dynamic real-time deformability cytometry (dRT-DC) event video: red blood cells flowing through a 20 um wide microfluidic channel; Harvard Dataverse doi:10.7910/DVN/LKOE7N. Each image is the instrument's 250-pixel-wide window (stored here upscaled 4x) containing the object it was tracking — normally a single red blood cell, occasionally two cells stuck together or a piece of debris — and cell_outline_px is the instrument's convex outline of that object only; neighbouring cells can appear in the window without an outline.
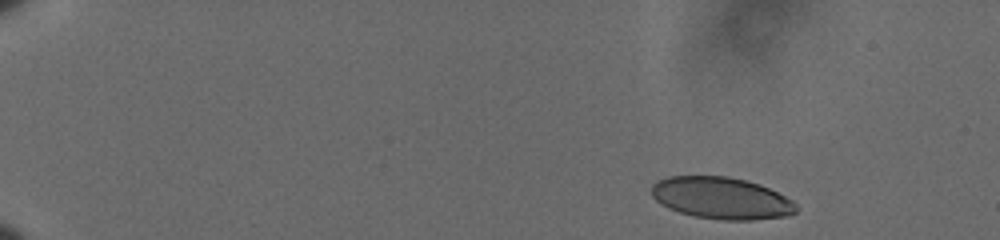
{"species": "human", "species_latin": "Homo sapiens", "temperature_condition": "cold", "stored_images_in_passage": 52, "camera_frame_rate_fps": 3000, "um_per_image_px": 0.085, "donor": {"sex": "male"}, "frame": {"image": 1, "passage_image": 1, "time_ms": 0.0, "image_size_px": [1000, 240], "cell_outline_px": [[796, 212], [788, 216], [752, 220], [724, 220], [692, 216], [668, 208], [656, 200], [652, 196], [652, 184], [656, 180], [668, 176], [728, 176], [760, 184], [792, 200], [796, 204]], "centroid_in_image_um": [61.3, 16.84], "position_along_channel_um": 23.7, "area_um2": 35.32}}
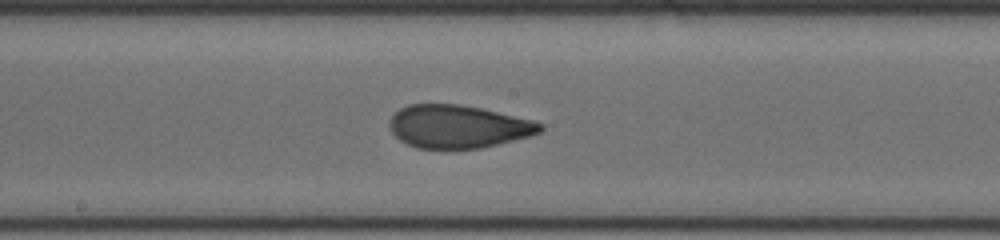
{"frame": {"image": 2, "passage_image": 28, "time_ms": 9.0, "image_size_px": [1000, 240], "cell_outline_px": [[544, 128], [540, 132], [532, 136], [480, 148], [416, 148], [400, 140], [392, 132], [388, 124], [388, 120], [400, 108], [408, 104], [460, 104], [480, 108], [532, 120], [544, 124]], "centroid_in_image_um": [38.94, 10.75], "position_along_channel_um": 209.3, "area_um2": 37.69}}
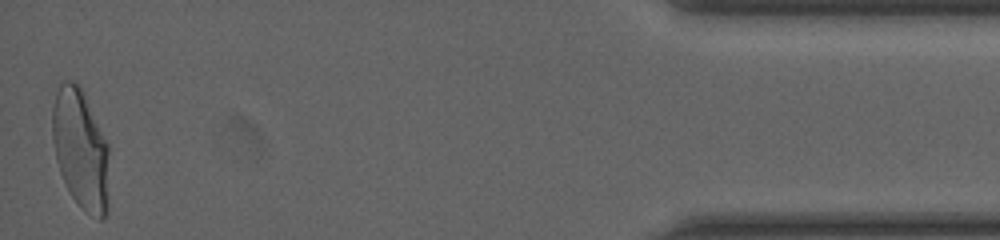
{"frame": {"image": 3, "passage_image": 52, "time_ms": 17.0, "image_size_px": [1000, 240], "cell_outline_px": [[108, 212], [100, 220], [84, 212], [72, 196], [60, 172], [56, 160], [52, 136], [52, 108], [56, 92], [60, 84], [64, 80], [76, 80], [84, 92], [108, 144]], "centroid_in_image_um": [6.86, 12.67], "position_along_channel_um": 428.3, "area_um2": 40.0}, "authors_computed_cell_mechanics": {"area_um2": 38.0035, "velocity_mm_per_s": 3.5973, "shape_relaxation_time_tau1_ms": null, "shape_relaxation_time_tau2_ms": 1.0384, "deformation_change_tau1": null, "deformation_change_tau2": 0.0694}}